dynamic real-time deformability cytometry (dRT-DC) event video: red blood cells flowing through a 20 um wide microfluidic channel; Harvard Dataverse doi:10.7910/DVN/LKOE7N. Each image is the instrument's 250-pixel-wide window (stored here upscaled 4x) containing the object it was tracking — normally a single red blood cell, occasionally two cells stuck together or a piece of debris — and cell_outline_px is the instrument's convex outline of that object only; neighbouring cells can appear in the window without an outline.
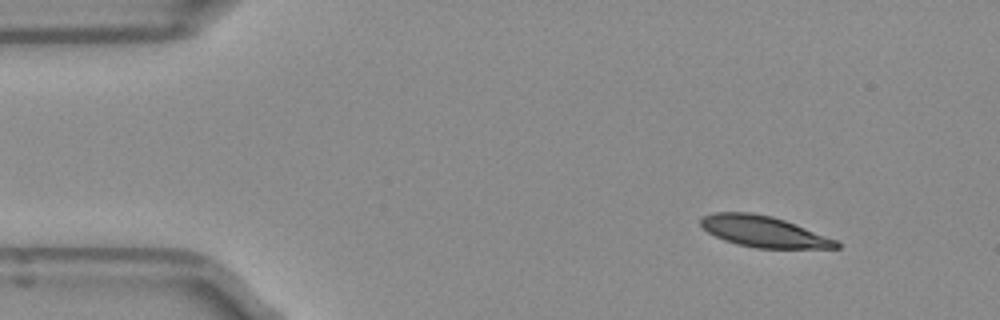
{"species": "Egyptian fruit bat (a non-hibernating species)", "species_latin": "Rousettus aegyptiacus", "temperature_condition": "room temperature", "stored_images_in_passage": 23, "camera_frame_rate_fps": 3000, "um_per_image_px": 0.085, "frame": {"image": 1, "passage_image": 1, "time_ms": 0.0, "image_size_px": [1000, 320], "cell_outline_px": [[840, 248], [756, 248], [736, 244], [724, 240], [708, 232], [700, 224], [700, 220], [704, 216], [712, 212], [752, 212], [772, 216], [796, 224], [836, 240], [840, 244]], "centroid_in_image_um": [64.89, 19.68], "position_along_channel_um": 20.1, "area_um2": 24.45}}
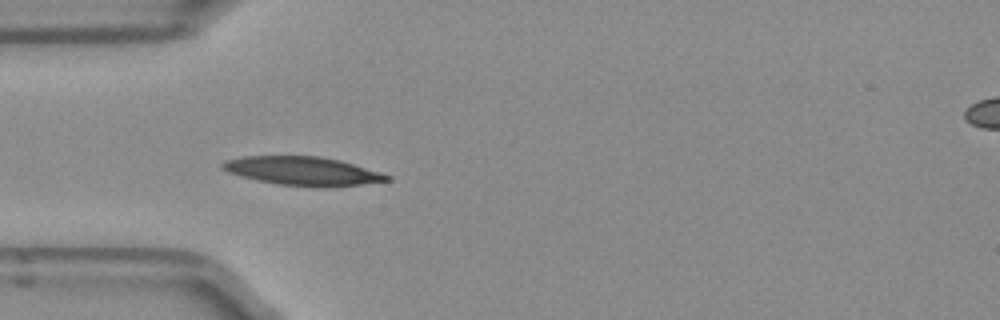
{"frame": {"image": 2, "passage_image": 10, "time_ms": 3.0, "image_size_px": [1000, 320], "cell_outline_px": [[392, 180], [328, 188], [316, 188], [276, 184], [256, 180], [240, 176], [228, 172], [220, 168], [220, 164], [224, 160], [240, 156], [320, 156], [340, 160], [380, 172], [392, 176]], "centroid_in_image_um": [25.7, 14.55], "position_along_channel_um": 59.3, "area_um2": 27.92}}